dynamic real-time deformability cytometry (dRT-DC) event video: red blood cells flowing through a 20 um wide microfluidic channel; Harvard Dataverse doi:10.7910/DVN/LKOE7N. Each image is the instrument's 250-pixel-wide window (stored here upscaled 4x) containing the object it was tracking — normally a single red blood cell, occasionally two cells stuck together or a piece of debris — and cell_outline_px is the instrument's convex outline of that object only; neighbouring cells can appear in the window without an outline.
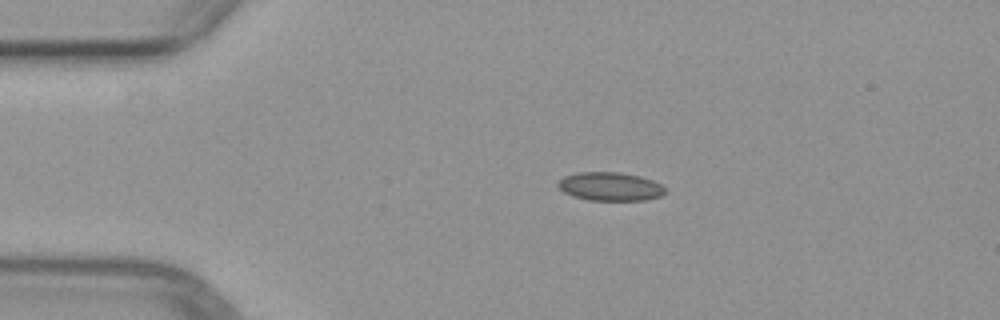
{"species": "common noctule bat (a hibernating species)", "species_latin": "Nyctalus noctula", "temperature_condition": "warm", "stored_images_in_passage": 3, "camera_frame_rate_fps": 3000, "um_per_image_px": 0.085, "animal": {"sex": "female", "body_mass_g": 29.2, "forearm_length_mm": 56.3}, "frame": {"image": 1, "passage_image": 2, "time_ms": 1.333, "image_size_px": [1000, 320], "cell_outline_px": [[664, 192], [660, 196], [644, 200], [588, 200], [572, 196], [564, 192], [556, 184], [564, 176], [576, 172], [620, 172], [640, 176], [652, 180], [660, 184], [664, 188]], "centroid_in_image_um": [51.83, 15.84], "position_along_channel_um": 33.2, "area_um2": 17.74}}